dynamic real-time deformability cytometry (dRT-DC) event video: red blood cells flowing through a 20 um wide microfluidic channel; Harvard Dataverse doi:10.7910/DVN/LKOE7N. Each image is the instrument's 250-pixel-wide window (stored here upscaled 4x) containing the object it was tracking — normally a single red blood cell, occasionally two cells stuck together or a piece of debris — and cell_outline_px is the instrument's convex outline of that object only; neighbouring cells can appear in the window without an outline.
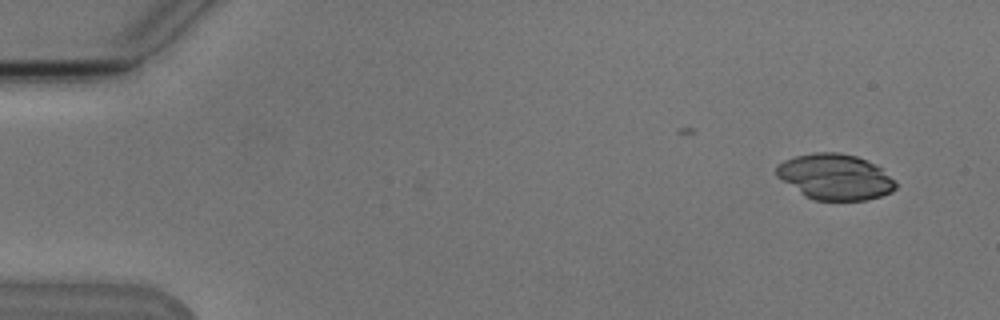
{"species": "Egyptian fruit bat (a non-hibernating species)", "species_latin": "Rousettus aegyptiacus", "temperature_condition": "cold", "stored_images_in_passage": 5, "camera_frame_rate_fps": 3000, "um_per_image_px": 0.085, "animal": {"sex": "male"}, "frame": {"image": 1, "passage_image": 1, "time_ms": 0.0, "image_size_px": [1000, 320], "cell_outline_px": [[896, 188], [892, 192], [880, 196], [864, 200], [812, 200], [804, 196], [776, 176], [776, 164], [784, 160], [796, 156], [816, 152], [840, 152], [856, 156], [876, 164], [896, 184]], "centroid_in_image_um": [70.94, 15.03], "position_along_channel_um": 14.1, "area_um2": 31.67}}